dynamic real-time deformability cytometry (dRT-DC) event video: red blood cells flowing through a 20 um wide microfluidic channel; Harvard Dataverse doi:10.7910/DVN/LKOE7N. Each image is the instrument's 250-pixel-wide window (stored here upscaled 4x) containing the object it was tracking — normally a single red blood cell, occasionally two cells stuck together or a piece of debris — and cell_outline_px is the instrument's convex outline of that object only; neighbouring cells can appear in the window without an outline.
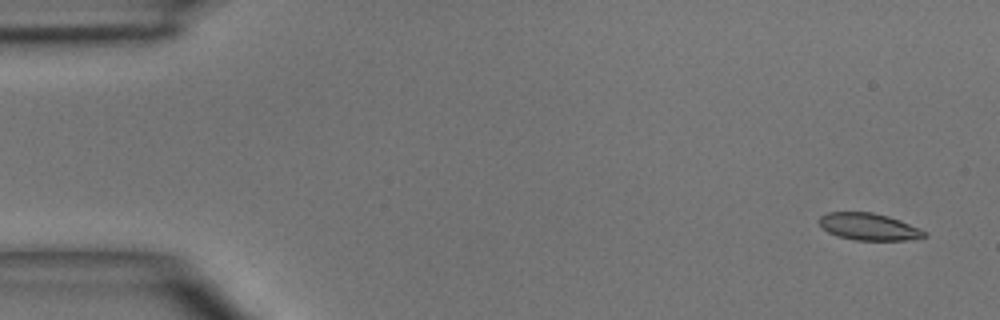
{"species": "common noctule bat (a hibernating species)", "species_latin": "Nyctalus noctula", "temperature_condition": "room temperature", "stored_images_in_passage": 5, "camera_frame_rate_fps": 3000, "um_per_image_px": 0.085, "animal": {"sex": "male", "body_mass_g": 15.6}, "frame": {"image": 1, "passage_image": 1, "time_ms": 0.0, "image_size_px": [1000, 320], "cell_outline_px": [[928, 236], [904, 240], [856, 240], [836, 236], [828, 232], [816, 220], [820, 216], [828, 212], [872, 212], [888, 216], [900, 220], [920, 228], [928, 232]], "centroid_in_image_um": [73.85, 19.27], "position_along_channel_um": 11.2, "area_um2": 16.65}}
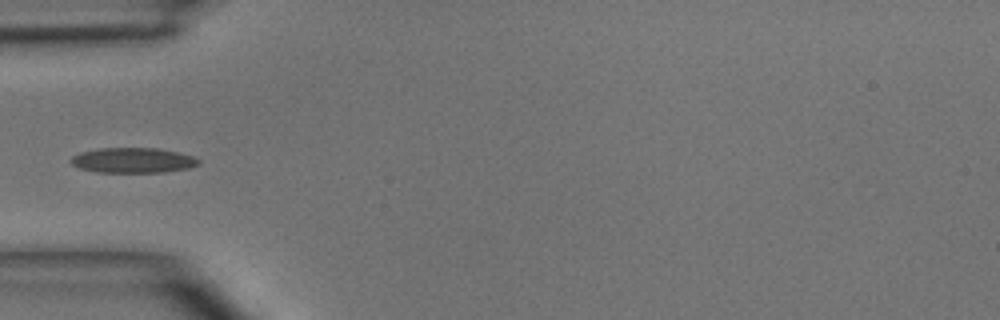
{"frame": {"image": 2, "passage_image": 4, "time_ms": 4.333, "image_size_px": [1000, 320], "cell_outline_px": [[200, 164], [192, 168], [164, 172], [96, 172], [76, 168], [68, 160], [72, 156], [80, 152], [100, 148], [160, 148], [192, 156], [200, 160]], "centroid_in_image_um": [11.28, 13.63], "position_along_channel_um": 73.7, "area_um2": 18.96}}
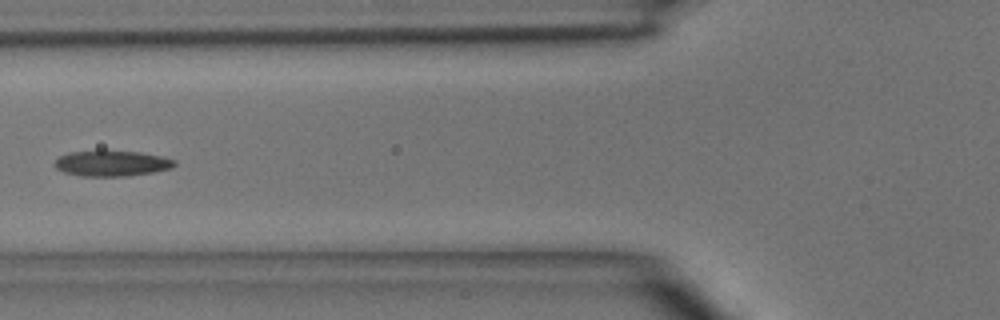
{"frame": {"image": 3, "passage_image": 5, "time_ms": 5.333, "image_size_px": [1000, 320], "cell_outline_px": [[176, 164], [172, 168], [152, 172], [128, 176], [80, 176], [64, 172], [56, 168], [52, 164], [60, 156], [68, 152], [140, 152], [164, 156], [176, 160]], "centroid_in_image_um": [9.52, 13.9], "position_along_channel_um": 116.3, "area_um2": 17.69}}